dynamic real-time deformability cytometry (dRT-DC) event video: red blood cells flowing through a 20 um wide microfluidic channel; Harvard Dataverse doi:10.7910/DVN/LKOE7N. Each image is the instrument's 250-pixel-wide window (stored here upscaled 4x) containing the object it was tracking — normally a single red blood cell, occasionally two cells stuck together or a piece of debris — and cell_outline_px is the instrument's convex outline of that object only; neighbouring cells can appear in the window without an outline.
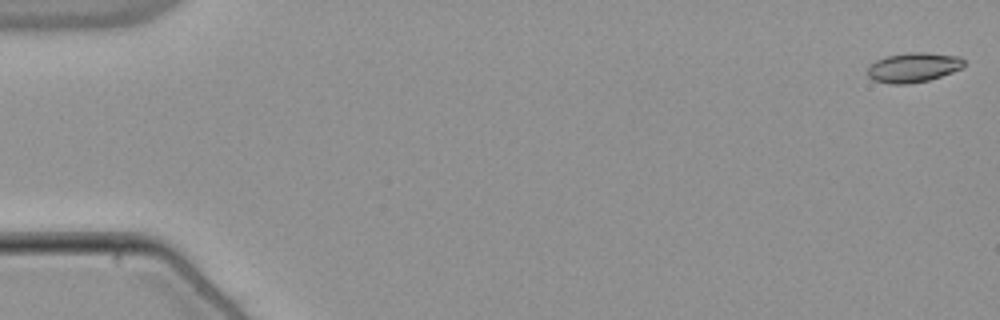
{"species": "common noctule bat (a hibernating species)", "species_latin": "Nyctalus noctula", "temperature_condition": "warm", "stored_images_in_passage": 17, "camera_frame_rate_fps": 3000, "um_per_image_px": 0.085, "animal": {"sex": "male", "body_mass_g": 21.5, "forearm_length_mm": 52.0}, "frame": {"image": 1, "passage_image": 1, "time_ms": 0.0, "image_size_px": [1000, 320], "cell_outline_px": [[964, 68], [928, 80], [908, 84], [892, 84], [872, 80], [868, 76], [868, 68], [876, 60], [888, 56], [912, 52], [924, 52], [960, 56], [964, 60]], "centroid_in_image_um": [77.66, 5.73], "position_along_channel_um": 7.3, "area_um2": 16.59}}
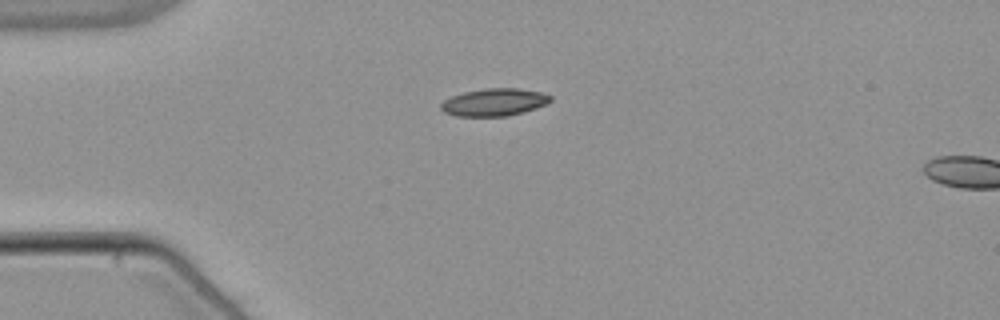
{"frame": {"image": 2, "passage_image": 14, "time_ms": 4.333, "image_size_px": [1000, 320], "cell_outline_px": [[552, 100], [548, 104], [524, 112], [508, 116], [456, 116], [444, 112], [440, 108], [440, 104], [444, 100], [452, 96], [464, 92], [488, 88], [516, 88], [540, 92], [552, 96]], "centroid_in_image_um": [42.02, 8.69], "position_along_channel_um": 43.0, "area_um2": 17.57}}